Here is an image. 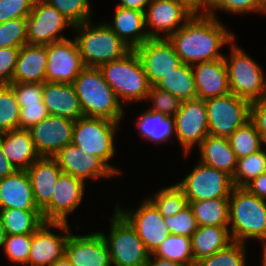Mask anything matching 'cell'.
Wrapping results in <instances>:
<instances>
[{
  "label": "cell",
  "mask_w": 266,
  "mask_h": 266,
  "mask_svg": "<svg viewBox=\"0 0 266 266\" xmlns=\"http://www.w3.org/2000/svg\"><path fill=\"white\" fill-rule=\"evenodd\" d=\"M74 123V120L66 117L48 115L28 129L40 157H53L59 150L71 144Z\"/></svg>",
  "instance_id": "18"
},
{
  "label": "cell",
  "mask_w": 266,
  "mask_h": 266,
  "mask_svg": "<svg viewBox=\"0 0 266 266\" xmlns=\"http://www.w3.org/2000/svg\"><path fill=\"white\" fill-rule=\"evenodd\" d=\"M177 1L184 3L194 13H200L201 12L199 11L200 9L202 10L201 13H206L210 3V0H177Z\"/></svg>",
  "instance_id": "53"
},
{
  "label": "cell",
  "mask_w": 266,
  "mask_h": 266,
  "mask_svg": "<svg viewBox=\"0 0 266 266\" xmlns=\"http://www.w3.org/2000/svg\"><path fill=\"white\" fill-rule=\"evenodd\" d=\"M258 2L266 10V0H258Z\"/></svg>",
  "instance_id": "60"
},
{
  "label": "cell",
  "mask_w": 266,
  "mask_h": 266,
  "mask_svg": "<svg viewBox=\"0 0 266 266\" xmlns=\"http://www.w3.org/2000/svg\"><path fill=\"white\" fill-rule=\"evenodd\" d=\"M59 11L74 26L91 21L92 7L89 0H44Z\"/></svg>",
  "instance_id": "41"
},
{
  "label": "cell",
  "mask_w": 266,
  "mask_h": 266,
  "mask_svg": "<svg viewBox=\"0 0 266 266\" xmlns=\"http://www.w3.org/2000/svg\"><path fill=\"white\" fill-rule=\"evenodd\" d=\"M86 117L121 121L124 110L99 67L85 66L72 83Z\"/></svg>",
  "instance_id": "2"
},
{
  "label": "cell",
  "mask_w": 266,
  "mask_h": 266,
  "mask_svg": "<svg viewBox=\"0 0 266 266\" xmlns=\"http://www.w3.org/2000/svg\"><path fill=\"white\" fill-rule=\"evenodd\" d=\"M199 150L201 163L224 171L231 177L234 175L237 157L228 138L208 134L199 145Z\"/></svg>",
  "instance_id": "29"
},
{
  "label": "cell",
  "mask_w": 266,
  "mask_h": 266,
  "mask_svg": "<svg viewBox=\"0 0 266 266\" xmlns=\"http://www.w3.org/2000/svg\"><path fill=\"white\" fill-rule=\"evenodd\" d=\"M250 121L255 125L266 144V101L263 98L251 103Z\"/></svg>",
  "instance_id": "51"
},
{
  "label": "cell",
  "mask_w": 266,
  "mask_h": 266,
  "mask_svg": "<svg viewBox=\"0 0 266 266\" xmlns=\"http://www.w3.org/2000/svg\"><path fill=\"white\" fill-rule=\"evenodd\" d=\"M32 234L7 235L4 244L5 255L13 263L28 265Z\"/></svg>",
  "instance_id": "43"
},
{
  "label": "cell",
  "mask_w": 266,
  "mask_h": 266,
  "mask_svg": "<svg viewBox=\"0 0 266 266\" xmlns=\"http://www.w3.org/2000/svg\"><path fill=\"white\" fill-rule=\"evenodd\" d=\"M144 266H184V265L167 259L159 258L150 254L149 259Z\"/></svg>",
  "instance_id": "56"
},
{
  "label": "cell",
  "mask_w": 266,
  "mask_h": 266,
  "mask_svg": "<svg viewBox=\"0 0 266 266\" xmlns=\"http://www.w3.org/2000/svg\"><path fill=\"white\" fill-rule=\"evenodd\" d=\"M27 44V19L15 18L0 23V48H21Z\"/></svg>",
  "instance_id": "42"
},
{
  "label": "cell",
  "mask_w": 266,
  "mask_h": 266,
  "mask_svg": "<svg viewBox=\"0 0 266 266\" xmlns=\"http://www.w3.org/2000/svg\"><path fill=\"white\" fill-rule=\"evenodd\" d=\"M99 68L120 103V100L132 103L146 99L151 85L135 50H131L123 58L104 63Z\"/></svg>",
  "instance_id": "5"
},
{
  "label": "cell",
  "mask_w": 266,
  "mask_h": 266,
  "mask_svg": "<svg viewBox=\"0 0 266 266\" xmlns=\"http://www.w3.org/2000/svg\"><path fill=\"white\" fill-rule=\"evenodd\" d=\"M47 45L25 44L19 50L12 83L46 82Z\"/></svg>",
  "instance_id": "26"
},
{
  "label": "cell",
  "mask_w": 266,
  "mask_h": 266,
  "mask_svg": "<svg viewBox=\"0 0 266 266\" xmlns=\"http://www.w3.org/2000/svg\"><path fill=\"white\" fill-rule=\"evenodd\" d=\"M198 226H229V199L188 201Z\"/></svg>",
  "instance_id": "34"
},
{
  "label": "cell",
  "mask_w": 266,
  "mask_h": 266,
  "mask_svg": "<svg viewBox=\"0 0 266 266\" xmlns=\"http://www.w3.org/2000/svg\"><path fill=\"white\" fill-rule=\"evenodd\" d=\"M50 266H73L69 260L65 257V255L60 258L57 259L53 264H51Z\"/></svg>",
  "instance_id": "57"
},
{
  "label": "cell",
  "mask_w": 266,
  "mask_h": 266,
  "mask_svg": "<svg viewBox=\"0 0 266 266\" xmlns=\"http://www.w3.org/2000/svg\"><path fill=\"white\" fill-rule=\"evenodd\" d=\"M136 124H138L141 136L155 143L168 141L175 134L173 116H167L149 109L141 113Z\"/></svg>",
  "instance_id": "32"
},
{
  "label": "cell",
  "mask_w": 266,
  "mask_h": 266,
  "mask_svg": "<svg viewBox=\"0 0 266 266\" xmlns=\"http://www.w3.org/2000/svg\"><path fill=\"white\" fill-rule=\"evenodd\" d=\"M263 244V258L261 260L263 266H266V243H262Z\"/></svg>",
  "instance_id": "59"
},
{
  "label": "cell",
  "mask_w": 266,
  "mask_h": 266,
  "mask_svg": "<svg viewBox=\"0 0 266 266\" xmlns=\"http://www.w3.org/2000/svg\"><path fill=\"white\" fill-rule=\"evenodd\" d=\"M17 171L16 167L4 156L0 146V179L12 175Z\"/></svg>",
  "instance_id": "55"
},
{
  "label": "cell",
  "mask_w": 266,
  "mask_h": 266,
  "mask_svg": "<svg viewBox=\"0 0 266 266\" xmlns=\"http://www.w3.org/2000/svg\"><path fill=\"white\" fill-rule=\"evenodd\" d=\"M6 236L7 234L0 218V247H4Z\"/></svg>",
  "instance_id": "58"
},
{
  "label": "cell",
  "mask_w": 266,
  "mask_h": 266,
  "mask_svg": "<svg viewBox=\"0 0 266 266\" xmlns=\"http://www.w3.org/2000/svg\"><path fill=\"white\" fill-rule=\"evenodd\" d=\"M43 104L49 115L74 121L84 116L75 88L69 83L43 82Z\"/></svg>",
  "instance_id": "24"
},
{
  "label": "cell",
  "mask_w": 266,
  "mask_h": 266,
  "mask_svg": "<svg viewBox=\"0 0 266 266\" xmlns=\"http://www.w3.org/2000/svg\"><path fill=\"white\" fill-rule=\"evenodd\" d=\"M176 185L183 191L188 201L229 199L234 187L230 175L200 161Z\"/></svg>",
  "instance_id": "10"
},
{
  "label": "cell",
  "mask_w": 266,
  "mask_h": 266,
  "mask_svg": "<svg viewBox=\"0 0 266 266\" xmlns=\"http://www.w3.org/2000/svg\"><path fill=\"white\" fill-rule=\"evenodd\" d=\"M263 99L266 101V80H265V92H264Z\"/></svg>",
  "instance_id": "61"
},
{
  "label": "cell",
  "mask_w": 266,
  "mask_h": 266,
  "mask_svg": "<svg viewBox=\"0 0 266 266\" xmlns=\"http://www.w3.org/2000/svg\"><path fill=\"white\" fill-rule=\"evenodd\" d=\"M170 234L191 237L197 230L198 224L192 208L188 205L174 216L164 217Z\"/></svg>",
  "instance_id": "45"
},
{
  "label": "cell",
  "mask_w": 266,
  "mask_h": 266,
  "mask_svg": "<svg viewBox=\"0 0 266 266\" xmlns=\"http://www.w3.org/2000/svg\"><path fill=\"white\" fill-rule=\"evenodd\" d=\"M52 158L63 173L82 181L89 178H110L116 174L101 158L85 154L81 148L72 143L59 150Z\"/></svg>",
  "instance_id": "19"
},
{
  "label": "cell",
  "mask_w": 266,
  "mask_h": 266,
  "mask_svg": "<svg viewBox=\"0 0 266 266\" xmlns=\"http://www.w3.org/2000/svg\"><path fill=\"white\" fill-rule=\"evenodd\" d=\"M119 7L136 9L142 12L148 8V5L151 3V0H119Z\"/></svg>",
  "instance_id": "54"
},
{
  "label": "cell",
  "mask_w": 266,
  "mask_h": 266,
  "mask_svg": "<svg viewBox=\"0 0 266 266\" xmlns=\"http://www.w3.org/2000/svg\"><path fill=\"white\" fill-rule=\"evenodd\" d=\"M85 182L70 174L58 177L51 203L42 211L45 222H68L67 217L82 203Z\"/></svg>",
  "instance_id": "20"
},
{
  "label": "cell",
  "mask_w": 266,
  "mask_h": 266,
  "mask_svg": "<svg viewBox=\"0 0 266 266\" xmlns=\"http://www.w3.org/2000/svg\"><path fill=\"white\" fill-rule=\"evenodd\" d=\"M228 139L237 159L260 151L265 143L251 121L238 128Z\"/></svg>",
  "instance_id": "36"
},
{
  "label": "cell",
  "mask_w": 266,
  "mask_h": 266,
  "mask_svg": "<svg viewBox=\"0 0 266 266\" xmlns=\"http://www.w3.org/2000/svg\"><path fill=\"white\" fill-rule=\"evenodd\" d=\"M174 121L175 135L184 155H188L194 145L199 146L209 134L207 109L202 99L182 101Z\"/></svg>",
  "instance_id": "13"
},
{
  "label": "cell",
  "mask_w": 266,
  "mask_h": 266,
  "mask_svg": "<svg viewBox=\"0 0 266 266\" xmlns=\"http://www.w3.org/2000/svg\"><path fill=\"white\" fill-rule=\"evenodd\" d=\"M155 87L169 92L181 102L197 99L194 73L191 65L182 63L160 80Z\"/></svg>",
  "instance_id": "31"
},
{
  "label": "cell",
  "mask_w": 266,
  "mask_h": 266,
  "mask_svg": "<svg viewBox=\"0 0 266 266\" xmlns=\"http://www.w3.org/2000/svg\"><path fill=\"white\" fill-rule=\"evenodd\" d=\"M65 257L73 266H112L108 246L99 232L69 235Z\"/></svg>",
  "instance_id": "21"
},
{
  "label": "cell",
  "mask_w": 266,
  "mask_h": 266,
  "mask_svg": "<svg viewBox=\"0 0 266 266\" xmlns=\"http://www.w3.org/2000/svg\"><path fill=\"white\" fill-rule=\"evenodd\" d=\"M218 18L195 13L168 40L172 43L181 62L193 65L200 62L224 58L221 47L235 38Z\"/></svg>",
  "instance_id": "1"
},
{
  "label": "cell",
  "mask_w": 266,
  "mask_h": 266,
  "mask_svg": "<svg viewBox=\"0 0 266 266\" xmlns=\"http://www.w3.org/2000/svg\"><path fill=\"white\" fill-rule=\"evenodd\" d=\"M46 82L72 84L85 67L75 39L47 45Z\"/></svg>",
  "instance_id": "15"
},
{
  "label": "cell",
  "mask_w": 266,
  "mask_h": 266,
  "mask_svg": "<svg viewBox=\"0 0 266 266\" xmlns=\"http://www.w3.org/2000/svg\"><path fill=\"white\" fill-rule=\"evenodd\" d=\"M152 100L153 107L149 110L175 116L180 109L181 101L169 92L151 86L145 100Z\"/></svg>",
  "instance_id": "46"
},
{
  "label": "cell",
  "mask_w": 266,
  "mask_h": 266,
  "mask_svg": "<svg viewBox=\"0 0 266 266\" xmlns=\"http://www.w3.org/2000/svg\"><path fill=\"white\" fill-rule=\"evenodd\" d=\"M49 115L43 103L26 104L21 107L20 129H30Z\"/></svg>",
  "instance_id": "50"
},
{
  "label": "cell",
  "mask_w": 266,
  "mask_h": 266,
  "mask_svg": "<svg viewBox=\"0 0 266 266\" xmlns=\"http://www.w3.org/2000/svg\"><path fill=\"white\" fill-rule=\"evenodd\" d=\"M9 85L20 107L26 104L43 103V83H11Z\"/></svg>",
  "instance_id": "48"
},
{
  "label": "cell",
  "mask_w": 266,
  "mask_h": 266,
  "mask_svg": "<svg viewBox=\"0 0 266 266\" xmlns=\"http://www.w3.org/2000/svg\"><path fill=\"white\" fill-rule=\"evenodd\" d=\"M26 171L35 203L42 212L52 201L56 181L62 170L52 157H40Z\"/></svg>",
  "instance_id": "23"
},
{
  "label": "cell",
  "mask_w": 266,
  "mask_h": 266,
  "mask_svg": "<svg viewBox=\"0 0 266 266\" xmlns=\"http://www.w3.org/2000/svg\"><path fill=\"white\" fill-rule=\"evenodd\" d=\"M21 107L9 84L0 85V133L20 129Z\"/></svg>",
  "instance_id": "39"
},
{
  "label": "cell",
  "mask_w": 266,
  "mask_h": 266,
  "mask_svg": "<svg viewBox=\"0 0 266 266\" xmlns=\"http://www.w3.org/2000/svg\"><path fill=\"white\" fill-rule=\"evenodd\" d=\"M231 44L230 57H224L229 77L230 93L252 103L263 98L265 92V73L258 63L236 46Z\"/></svg>",
  "instance_id": "7"
},
{
  "label": "cell",
  "mask_w": 266,
  "mask_h": 266,
  "mask_svg": "<svg viewBox=\"0 0 266 266\" xmlns=\"http://www.w3.org/2000/svg\"><path fill=\"white\" fill-rule=\"evenodd\" d=\"M194 14L177 0H151L145 10V27L151 29L147 31L149 38H162L161 34H165L163 38L168 39Z\"/></svg>",
  "instance_id": "14"
},
{
  "label": "cell",
  "mask_w": 266,
  "mask_h": 266,
  "mask_svg": "<svg viewBox=\"0 0 266 266\" xmlns=\"http://www.w3.org/2000/svg\"><path fill=\"white\" fill-rule=\"evenodd\" d=\"M152 255L184 266L196 265L193 261L191 237L169 234Z\"/></svg>",
  "instance_id": "35"
},
{
  "label": "cell",
  "mask_w": 266,
  "mask_h": 266,
  "mask_svg": "<svg viewBox=\"0 0 266 266\" xmlns=\"http://www.w3.org/2000/svg\"><path fill=\"white\" fill-rule=\"evenodd\" d=\"M68 222H45L33 234L28 265L50 266L65 254V245L69 235ZM51 228H58L64 233L55 234Z\"/></svg>",
  "instance_id": "17"
},
{
  "label": "cell",
  "mask_w": 266,
  "mask_h": 266,
  "mask_svg": "<svg viewBox=\"0 0 266 266\" xmlns=\"http://www.w3.org/2000/svg\"><path fill=\"white\" fill-rule=\"evenodd\" d=\"M109 221V236L100 233L108 246L112 266H144L151 253L134 228L117 210Z\"/></svg>",
  "instance_id": "8"
},
{
  "label": "cell",
  "mask_w": 266,
  "mask_h": 266,
  "mask_svg": "<svg viewBox=\"0 0 266 266\" xmlns=\"http://www.w3.org/2000/svg\"><path fill=\"white\" fill-rule=\"evenodd\" d=\"M113 20L114 23L106 25L132 50L149 39L145 12L118 6Z\"/></svg>",
  "instance_id": "28"
},
{
  "label": "cell",
  "mask_w": 266,
  "mask_h": 266,
  "mask_svg": "<svg viewBox=\"0 0 266 266\" xmlns=\"http://www.w3.org/2000/svg\"><path fill=\"white\" fill-rule=\"evenodd\" d=\"M135 51L142 61L151 86H155L182 64L174 46L165 38H149Z\"/></svg>",
  "instance_id": "16"
},
{
  "label": "cell",
  "mask_w": 266,
  "mask_h": 266,
  "mask_svg": "<svg viewBox=\"0 0 266 266\" xmlns=\"http://www.w3.org/2000/svg\"><path fill=\"white\" fill-rule=\"evenodd\" d=\"M88 21L74 26V37L84 66L100 67L102 64L123 58L129 48L107 25ZM80 33V34H79Z\"/></svg>",
  "instance_id": "4"
},
{
  "label": "cell",
  "mask_w": 266,
  "mask_h": 266,
  "mask_svg": "<svg viewBox=\"0 0 266 266\" xmlns=\"http://www.w3.org/2000/svg\"><path fill=\"white\" fill-rule=\"evenodd\" d=\"M245 243L232 241L225 248L198 261L195 266H246Z\"/></svg>",
  "instance_id": "40"
},
{
  "label": "cell",
  "mask_w": 266,
  "mask_h": 266,
  "mask_svg": "<svg viewBox=\"0 0 266 266\" xmlns=\"http://www.w3.org/2000/svg\"><path fill=\"white\" fill-rule=\"evenodd\" d=\"M119 122L100 117H80L73 126L72 144L81 148L85 154L101 158L115 173L121 170L109 162L116 152L114 136ZM108 161V162H107Z\"/></svg>",
  "instance_id": "6"
},
{
  "label": "cell",
  "mask_w": 266,
  "mask_h": 266,
  "mask_svg": "<svg viewBox=\"0 0 266 266\" xmlns=\"http://www.w3.org/2000/svg\"><path fill=\"white\" fill-rule=\"evenodd\" d=\"M231 242L229 227L198 226L191 236L194 263L211 256Z\"/></svg>",
  "instance_id": "30"
},
{
  "label": "cell",
  "mask_w": 266,
  "mask_h": 266,
  "mask_svg": "<svg viewBox=\"0 0 266 266\" xmlns=\"http://www.w3.org/2000/svg\"><path fill=\"white\" fill-rule=\"evenodd\" d=\"M27 19V44L49 45L67 37L60 32L66 27L74 28L59 11L44 0H35ZM59 35V36H58Z\"/></svg>",
  "instance_id": "11"
},
{
  "label": "cell",
  "mask_w": 266,
  "mask_h": 266,
  "mask_svg": "<svg viewBox=\"0 0 266 266\" xmlns=\"http://www.w3.org/2000/svg\"><path fill=\"white\" fill-rule=\"evenodd\" d=\"M215 9L216 11L221 9L222 11L235 14H245L248 12L266 13V10L260 5L258 0H210L208 10L205 14L216 18Z\"/></svg>",
  "instance_id": "44"
},
{
  "label": "cell",
  "mask_w": 266,
  "mask_h": 266,
  "mask_svg": "<svg viewBox=\"0 0 266 266\" xmlns=\"http://www.w3.org/2000/svg\"><path fill=\"white\" fill-rule=\"evenodd\" d=\"M20 48H0V85L12 83Z\"/></svg>",
  "instance_id": "49"
},
{
  "label": "cell",
  "mask_w": 266,
  "mask_h": 266,
  "mask_svg": "<svg viewBox=\"0 0 266 266\" xmlns=\"http://www.w3.org/2000/svg\"><path fill=\"white\" fill-rule=\"evenodd\" d=\"M208 132L211 136L228 138L250 121L251 103L229 93L205 100Z\"/></svg>",
  "instance_id": "9"
},
{
  "label": "cell",
  "mask_w": 266,
  "mask_h": 266,
  "mask_svg": "<svg viewBox=\"0 0 266 266\" xmlns=\"http://www.w3.org/2000/svg\"><path fill=\"white\" fill-rule=\"evenodd\" d=\"M266 172V150L237 159L232 178L233 186L245 187L253 179Z\"/></svg>",
  "instance_id": "37"
},
{
  "label": "cell",
  "mask_w": 266,
  "mask_h": 266,
  "mask_svg": "<svg viewBox=\"0 0 266 266\" xmlns=\"http://www.w3.org/2000/svg\"><path fill=\"white\" fill-rule=\"evenodd\" d=\"M244 188L255 196L266 200V172L253 179Z\"/></svg>",
  "instance_id": "52"
},
{
  "label": "cell",
  "mask_w": 266,
  "mask_h": 266,
  "mask_svg": "<svg viewBox=\"0 0 266 266\" xmlns=\"http://www.w3.org/2000/svg\"><path fill=\"white\" fill-rule=\"evenodd\" d=\"M148 199L163 217L174 216L189 205L185 194L176 184L157 191Z\"/></svg>",
  "instance_id": "38"
},
{
  "label": "cell",
  "mask_w": 266,
  "mask_h": 266,
  "mask_svg": "<svg viewBox=\"0 0 266 266\" xmlns=\"http://www.w3.org/2000/svg\"><path fill=\"white\" fill-rule=\"evenodd\" d=\"M116 210L134 228L146 249L152 254L168 237L170 231L164 217L154 204L146 198L136 211L121 210L116 204Z\"/></svg>",
  "instance_id": "12"
},
{
  "label": "cell",
  "mask_w": 266,
  "mask_h": 266,
  "mask_svg": "<svg viewBox=\"0 0 266 266\" xmlns=\"http://www.w3.org/2000/svg\"><path fill=\"white\" fill-rule=\"evenodd\" d=\"M0 146L4 156L17 170H27L31 164L40 158L30 131L26 129L0 133Z\"/></svg>",
  "instance_id": "27"
},
{
  "label": "cell",
  "mask_w": 266,
  "mask_h": 266,
  "mask_svg": "<svg viewBox=\"0 0 266 266\" xmlns=\"http://www.w3.org/2000/svg\"><path fill=\"white\" fill-rule=\"evenodd\" d=\"M197 98L207 100L230 93L228 70L224 58L191 65Z\"/></svg>",
  "instance_id": "22"
},
{
  "label": "cell",
  "mask_w": 266,
  "mask_h": 266,
  "mask_svg": "<svg viewBox=\"0 0 266 266\" xmlns=\"http://www.w3.org/2000/svg\"><path fill=\"white\" fill-rule=\"evenodd\" d=\"M39 210L34 197L31 181L26 170L0 179V209Z\"/></svg>",
  "instance_id": "25"
},
{
  "label": "cell",
  "mask_w": 266,
  "mask_h": 266,
  "mask_svg": "<svg viewBox=\"0 0 266 266\" xmlns=\"http://www.w3.org/2000/svg\"><path fill=\"white\" fill-rule=\"evenodd\" d=\"M35 0H0V23L15 18H27Z\"/></svg>",
  "instance_id": "47"
},
{
  "label": "cell",
  "mask_w": 266,
  "mask_h": 266,
  "mask_svg": "<svg viewBox=\"0 0 266 266\" xmlns=\"http://www.w3.org/2000/svg\"><path fill=\"white\" fill-rule=\"evenodd\" d=\"M229 232L232 241L258 239L266 243V200L244 187H233L229 197Z\"/></svg>",
  "instance_id": "3"
},
{
  "label": "cell",
  "mask_w": 266,
  "mask_h": 266,
  "mask_svg": "<svg viewBox=\"0 0 266 266\" xmlns=\"http://www.w3.org/2000/svg\"><path fill=\"white\" fill-rule=\"evenodd\" d=\"M0 218L7 235L33 234L45 223L40 210L0 209Z\"/></svg>",
  "instance_id": "33"
}]
</instances>
